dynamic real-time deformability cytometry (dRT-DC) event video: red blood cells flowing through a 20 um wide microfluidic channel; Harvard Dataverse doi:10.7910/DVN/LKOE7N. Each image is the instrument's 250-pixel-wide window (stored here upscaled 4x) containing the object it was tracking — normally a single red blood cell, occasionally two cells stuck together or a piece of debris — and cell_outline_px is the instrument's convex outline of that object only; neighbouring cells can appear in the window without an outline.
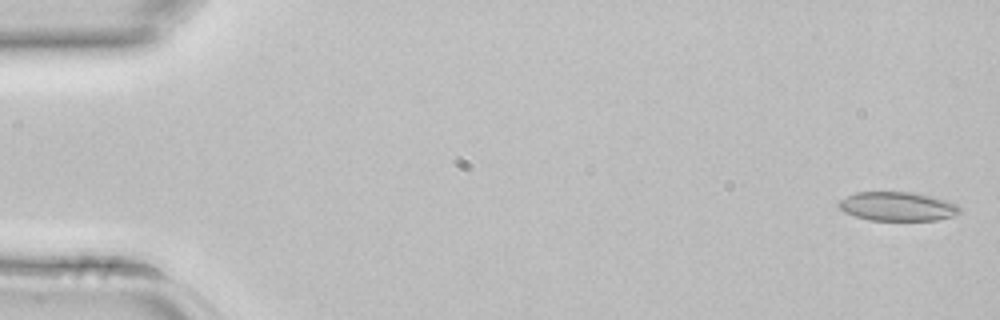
{"species": "common noctule bat (a hibernating species)", "species_latin": "Nyctalus noctula", "temperature_condition": "room temperature", "stored_images_in_passage": 4, "camera_frame_rate_fps": 3000, "um_per_image_px": 0.085, "animal": {"sex": "female", "body_mass_g": 22.7, "forearm_length_mm": 54.2}, "frame": {"image": 1, "passage_image": 1, "time_ms": 0.0, "image_size_px": [1000, 320], "cell_outline_px": [[960, 212], [952, 216], [936, 220], [868, 220], [844, 212], [836, 204], [840, 200], [856, 192], [916, 192], [948, 200], [956, 204], [960, 208]], "centroid_in_image_um": [76.29, 17.54], "position_along_channel_um": 8.7, "area_um2": 20.46}}
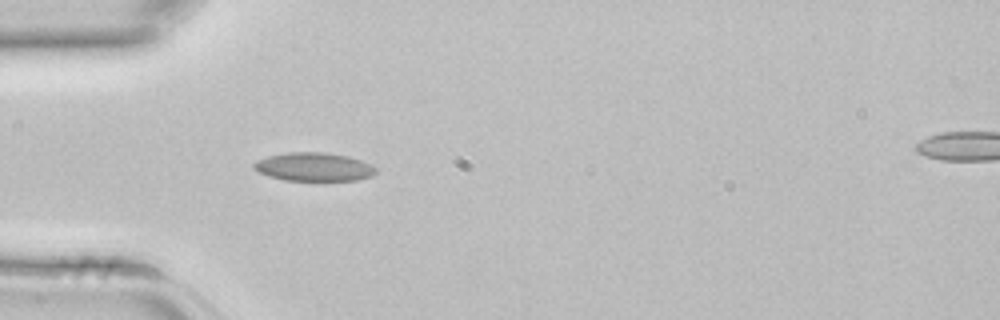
{"frame": {"image": 2, "passage_image": 4, "time_ms": 1.0, "image_size_px": [1000, 320], "cell_outline_px": [[376, 172], [372, 176], [356, 180], [284, 180], [268, 176], [252, 168], [252, 164], [256, 160], [268, 156], [288, 152], [324, 152], [348, 156], [360, 160], [376, 168]], "centroid_in_image_um": [26.64, 14.18], "position_along_channel_um": 58.4, "area_um2": 20.17}}